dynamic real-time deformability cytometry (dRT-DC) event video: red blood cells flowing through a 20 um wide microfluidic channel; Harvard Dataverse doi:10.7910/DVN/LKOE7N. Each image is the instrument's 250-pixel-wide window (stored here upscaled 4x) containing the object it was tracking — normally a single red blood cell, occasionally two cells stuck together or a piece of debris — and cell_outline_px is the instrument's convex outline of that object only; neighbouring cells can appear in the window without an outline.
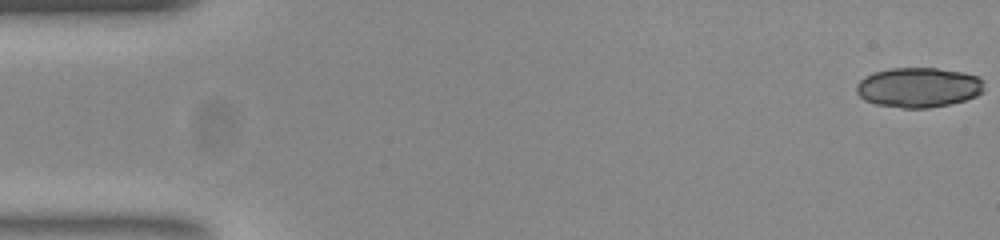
{"species": "common noctule bat (a hibernating species)", "species_latin": "Nyctalus noctula", "temperature_condition": "room temperature", "stored_images_in_passage": 11, "camera_frame_rate_fps": 3000, "um_per_image_px": 0.085, "animal": {"sex": "female", "body_mass_g": 23.0, "forearm_length_mm": 53.4}, "frame": {"image": 1, "passage_image": 1, "time_ms": 0.0, "image_size_px": [1000, 240], "cell_outline_px": [[984, 92], [976, 96], [964, 100], [948, 104], [928, 108], [904, 108], [876, 104], [864, 100], [856, 92], [856, 84], [864, 76], [872, 72], [892, 68], [936, 68], [964, 72], [976, 76], [984, 80]], "centroid_in_image_um": [78.07, 7.42], "position_along_channel_um": 6.9, "area_um2": 29.88}}